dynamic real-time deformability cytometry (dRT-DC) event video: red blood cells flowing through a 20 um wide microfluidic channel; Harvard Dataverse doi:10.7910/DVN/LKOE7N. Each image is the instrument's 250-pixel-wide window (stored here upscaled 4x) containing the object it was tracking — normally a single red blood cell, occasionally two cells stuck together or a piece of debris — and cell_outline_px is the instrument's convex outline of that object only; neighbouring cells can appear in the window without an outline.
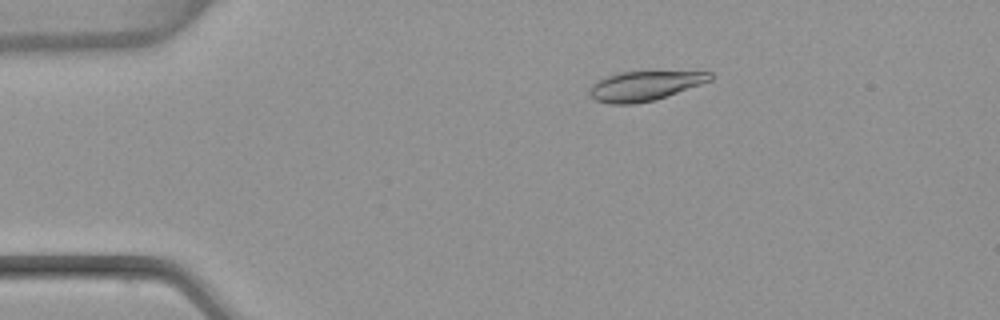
{"species": "common noctule bat (a hibernating species)", "species_latin": "Nyctalus noctula", "temperature_condition": "warm", "stored_images_in_passage": 44, "camera_frame_rate_fps": 3000, "um_per_image_px": 0.085, "animal": {"sex": "female", "body_mass_g": 22.7, "forearm_length_mm": 54.2}, "frame": {"image": 1, "passage_image": 1, "time_ms": 0.0, "image_size_px": [1000, 320], "cell_outline_px": [[712, 80], [652, 100], [636, 104], [612, 104], [596, 100], [588, 96], [588, 92], [592, 84], [596, 80], [604, 76], [620, 72], [712, 72]], "centroid_in_image_um": [54.69, 7.3], "position_along_channel_um": 30.3, "area_um2": 20.46}}
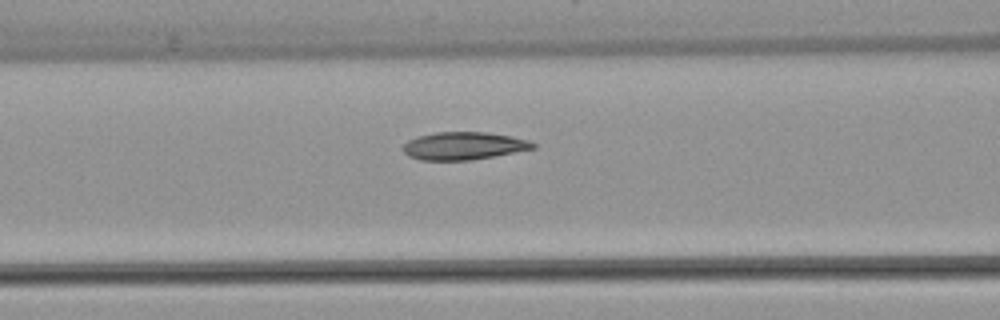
{"frame": {"image": 2, "passage_image": 13, "time_ms": 4.0, "image_size_px": [1000, 320], "cell_outline_px": [[536, 148], [492, 156], [468, 160], [420, 160], [408, 156], [404, 152], [404, 144], [408, 140], [416, 136], [436, 132], [484, 132], [512, 136], [528, 140], [536, 144]], "centroid_in_image_um": [39.39, 12.39], "position_along_channel_um": 127.2, "area_um2": 20.87}}
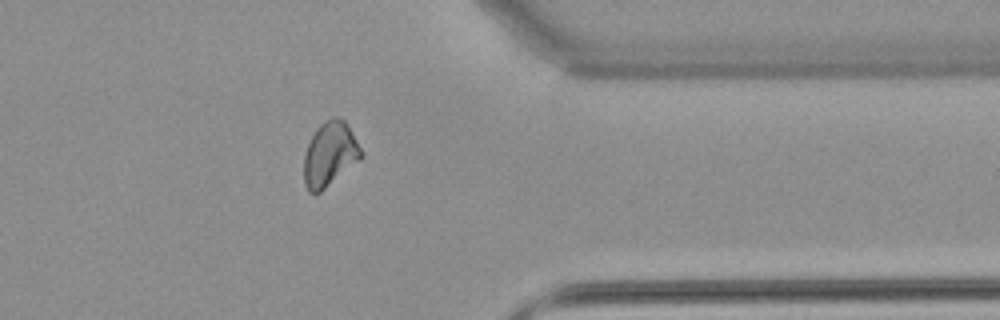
{"frame": {"image": 3, "passage_image": 34, "time_ms": 11.0, "image_size_px": [1000, 320], "cell_outline_px": [[364, 156], [360, 160], [320, 192], [308, 192], [304, 184], [304, 156], [308, 144], [316, 128], [324, 120], [332, 116], [340, 116], [348, 124], [364, 152]], "centroid_in_image_um": [28.06, 13.07], "position_along_channel_um": 383.3, "area_um2": 21.73}, "authors_computed_cell_mechanics": {"area_um2": 21.3571, "velocity_mm_per_s": 3.8309, "shape_relaxation_time_tau1_ms": 7.2304, "shape_relaxation_time_tau2_ms": 2.8201, "deformation_change_tau1": 0.1928, "deformation_change_tau2": 0.0807}}